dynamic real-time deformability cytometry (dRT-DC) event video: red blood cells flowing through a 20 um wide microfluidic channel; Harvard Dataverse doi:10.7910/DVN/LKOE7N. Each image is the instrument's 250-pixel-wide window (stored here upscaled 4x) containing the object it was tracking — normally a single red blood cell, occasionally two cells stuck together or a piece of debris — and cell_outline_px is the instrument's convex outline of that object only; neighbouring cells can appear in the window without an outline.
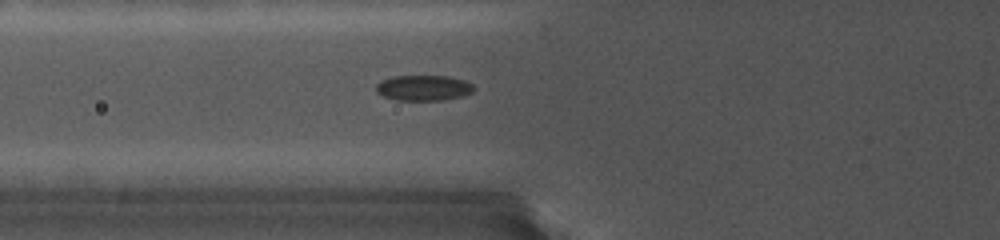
{"species": "common noctule bat (a hibernating species)", "species_latin": "Nyctalus noctula", "temperature_condition": "cold", "stored_images_in_passage": 50, "camera_frame_rate_fps": 5000, "um_per_image_px": 0.085, "animal": {"sex": "female", "body_mass_g": 19.0, "forearm_length_mm": 56.7}, "frame": {"image": 1, "passage_image": 15, "time_ms": 3.4, "image_size_px": [1000, 240], "cell_outline_px": [[472, 92], [460, 96], [444, 100], [396, 100], [384, 96], [376, 92], [376, 84], [392, 76], [448, 76], [464, 80], [472, 84]], "centroid_in_image_um": [35.97, 7.47], "position_along_channel_um": 89.8, "area_um2": 14.33}}
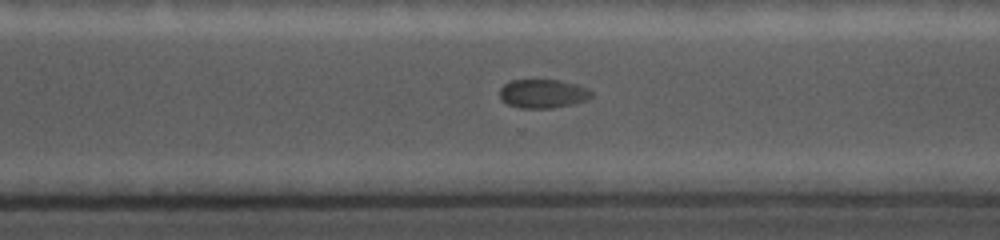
{"frame": {"image": 2, "passage_image": 40, "time_ms": 9.8, "image_size_px": [1000, 240], "cell_outline_px": [[592, 96], [584, 100], [552, 108], [520, 108], [508, 104], [500, 96], [500, 88], [504, 84], [512, 80], [556, 80], [584, 88], [592, 92]], "centroid_in_image_um": [46.07, 7.96], "position_along_channel_um": 324.5, "area_um2": 14.8}}
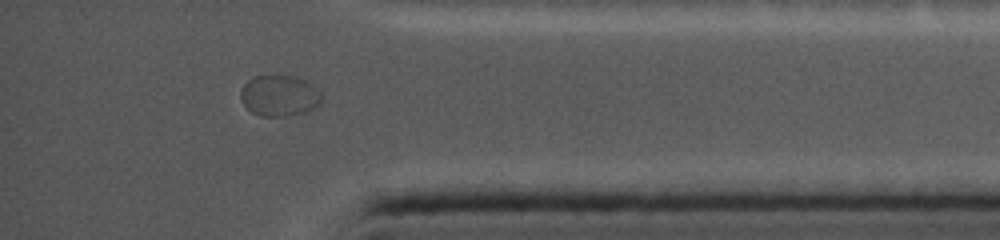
{"frame": {"image": 3, "passage_image": 50, "time_ms": 12.2, "image_size_px": [1000, 240], "cell_outline_px": [[316, 104], [300, 112], [288, 116], [260, 116], [252, 112], [244, 104], [240, 96], [244, 84], [248, 80], [256, 76], [284, 76], [292, 80], [316, 100]], "centroid_in_image_um": [23.39, 8.2], "position_along_channel_um": 411.8, "area_um2": 16.59}}